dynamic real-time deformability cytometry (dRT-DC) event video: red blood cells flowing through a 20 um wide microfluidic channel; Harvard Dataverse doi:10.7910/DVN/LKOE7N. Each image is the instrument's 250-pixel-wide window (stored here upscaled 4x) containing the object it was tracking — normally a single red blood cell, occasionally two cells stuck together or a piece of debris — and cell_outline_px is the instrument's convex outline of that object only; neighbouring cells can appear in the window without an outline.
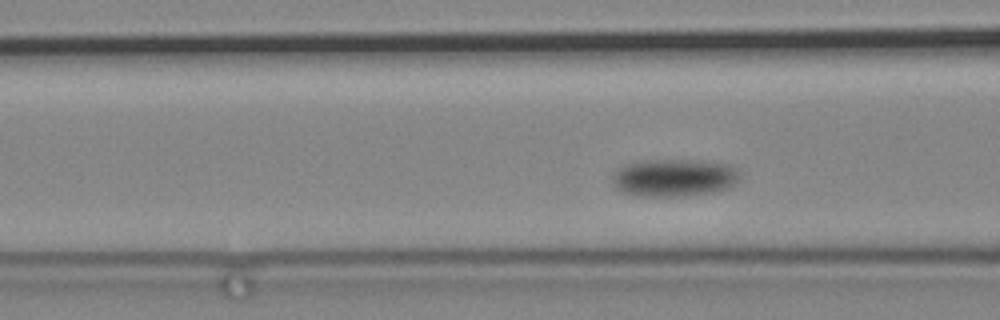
{"species": "common noctule bat (a hibernating species)", "species_latin": "Nyctalus noctula", "temperature_condition": "cold", "stored_images_in_passage": 59, "camera_frame_rate_fps": 3000, "um_per_image_px": 0.085, "animal": {"sex": "male", "body_mass_g": 19.2, "forearm_length_mm": 51.8}, "frame": {"image": 1, "passage_image": 8, "time_ms": 2.333, "image_size_px": [1000, 320], "cell_outline_px": [[740, 176], [728, 188], [712, 192], [684, 196], [636, 196], [620, 192], [612, 184], [612, 172], [624, 164], [640, 160], [688, 160], [728, 164]], "centroid_in_image_um": [57.17, 15.11], "position_along_channel_um": 109.4, "area_um2": 27.92}}
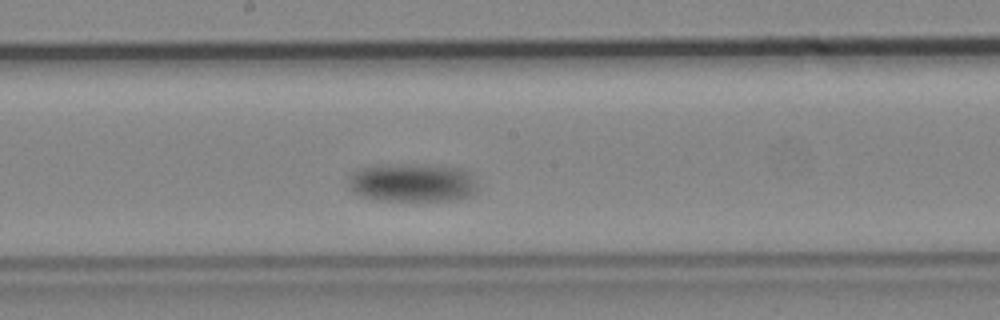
{"frame": {"image": 2, "passage_image": 21, "time_ms": 6.667, "image_size_px": [1000, 320], "cell_outline_px": [[480, 188], [476, 192], [468, 196], [448, 200], [376, 200], [360, 196], [352, 192], [348, 188], [348, 176], [356, 168], [372, 164], [432, 164], [460, 168], [468, 172]], "centroid_in_image_um": [34.97, 15.49], "position_along_channel_um": 213.2, "area_um2": 29.71}}
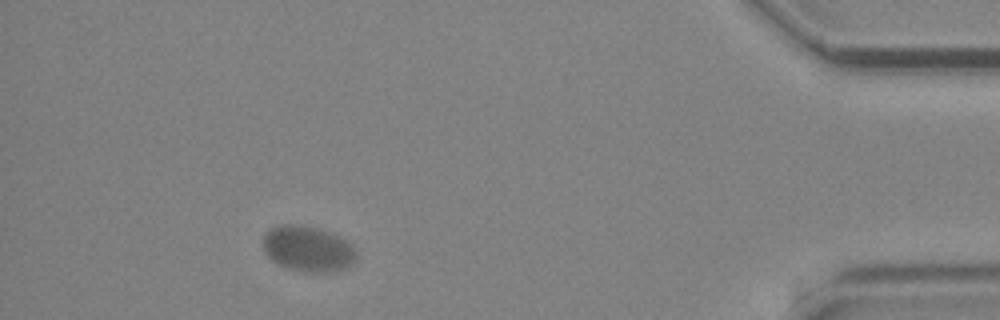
{"frame": {"image": 3, "passage_image": 52, "time_ms": 17.0, "image_size_px": [1000, 320], "cell_outline_px": [[356, 260], [348, 268], [336, 272], [304, 272], [288, 268], [272, 260], [264, 252], [264, 232], [280, 224], [300, 224], [316, 228], [340, 236], [352, 244], [356, 248]], "centroid_in_image_um": [26.21, 21.15], "position_along_channel_um": 409.0, "area_um2": 25.09}}